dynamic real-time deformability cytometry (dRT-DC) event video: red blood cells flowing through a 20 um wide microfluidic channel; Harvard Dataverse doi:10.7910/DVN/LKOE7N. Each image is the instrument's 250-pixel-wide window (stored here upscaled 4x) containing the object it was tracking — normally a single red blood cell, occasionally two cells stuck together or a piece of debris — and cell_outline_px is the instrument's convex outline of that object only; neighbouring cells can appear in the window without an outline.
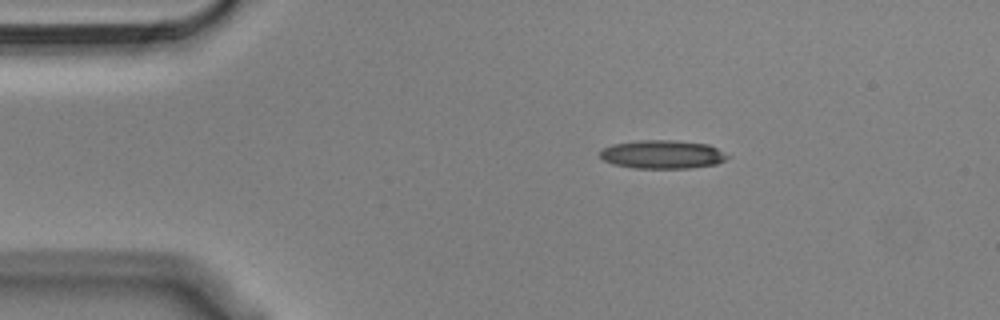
{"species": "Egyptian fruit bat (a non-hibernating species)", "species_latin": "Rousettus aegyptiacus", "temperature_condition": "cold", "stored_images_in_passage": 46, "camera_frame_rate_fps": 3000, "um_per_image_px": 0.085, "animal": {"sex": "male"}, "frame": {"image": 1, "passage_image": 1, "time_ms": 0.0, "image_size_px": [1000, 320], "cell_outline_px": [[732, 156], [716, 164], [692, 168], [632, 168], [612, 164], [604, 160], [600, 156], [600, 152], [604, 148], [612, 144], [640, 140], [672, 140], [708, 144]], "centroid_in_image_um": [56.32, 13.13], "position_along_channel_um": 28.7, "area_um2": 21.21}}
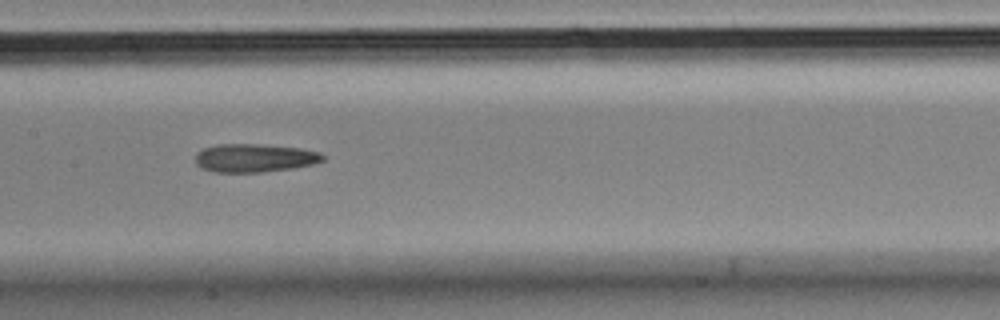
{"frame": {"image": 2, "passage_image": 18, "time_ms": 5.667, "image_size_px": [1000, 320], "cell_outline_px": [[324, 160], [312, 164], [292, 168], [264, 172], [216, 172], [200, 168], [196, 164], [196, 152], [204, 148], [216, 144], [256, 144], [300, 148], [320, 152], [324, 156]], "centroid_in_image_um": [21.61, 13.43], "position_along_channel_um": 185.8, "area_um2": 21.04}}
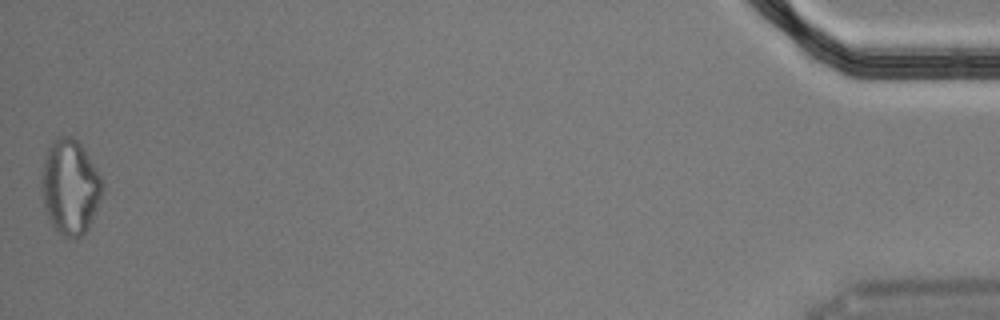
{"frame": {"image": 3, "passage_image": 46, "time_ms": 15.0, "image_size_px": [1000, 320], "cell_outline_px": [[104, 188], [88, 228], [76, 240], [64, 236], [56, 232], [48, 220], [44, 204], [40, 180], [44, 160], [48, 148], [52, 140], [56, 136], [72, 136], [84, 148], [100, 176]], "centroid_in_image_um": [5.93, 15.89], "position_along_channel_um": 429.3, "area_um2": 33.7}, "authors_computed_cell_mechanics": {"area_um2": 21.4149, "velocity_mm_per_s": 3.6362, "shape_relaxation_time_tau1_ms": 9.5868, "shape_relaxation_time_tau2_ms": 7.9647, "deformation_change_tau1": 0.1877, "deformation_change_tau2": 0.2272}}